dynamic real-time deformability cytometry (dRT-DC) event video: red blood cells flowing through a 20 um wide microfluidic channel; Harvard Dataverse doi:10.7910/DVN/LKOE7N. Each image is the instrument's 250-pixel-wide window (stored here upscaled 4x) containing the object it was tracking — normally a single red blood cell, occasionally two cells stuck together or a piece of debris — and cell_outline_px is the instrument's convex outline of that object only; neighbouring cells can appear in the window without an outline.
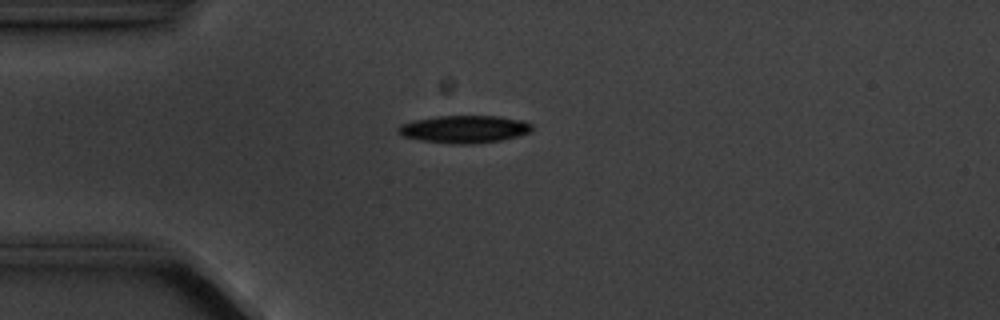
{"species": "common noctule bat (a hibernating species)", "species_latin": "Nyctalus noctula", "temperature_condition": "cold", "stored_images_in_passage": 6, "camera_frame_rate_fps": 3000, "um_per_image_px": 0.085, "animal": {"sex": "male", "body_mass_g": 20.1, "forearm_length_mm": 53.5}, "frame": {"image": 1, "passage_image": 4, "time_ms": 3.333, "image_size_px": [1000, 320], "cell_outline_px": [[532, 132], [500, 140], [472, 144], [456, 144], [420, 140], [400, 136], [396, 132], [396, 128], [400, 124], [412, 120], [436, 116], [500, 116], [524, 120], [532, 124]], "centroid_in_image_um": [39.42, 10.97], "position_along_channel_um": 45.6, "area_um2": 21.73}}